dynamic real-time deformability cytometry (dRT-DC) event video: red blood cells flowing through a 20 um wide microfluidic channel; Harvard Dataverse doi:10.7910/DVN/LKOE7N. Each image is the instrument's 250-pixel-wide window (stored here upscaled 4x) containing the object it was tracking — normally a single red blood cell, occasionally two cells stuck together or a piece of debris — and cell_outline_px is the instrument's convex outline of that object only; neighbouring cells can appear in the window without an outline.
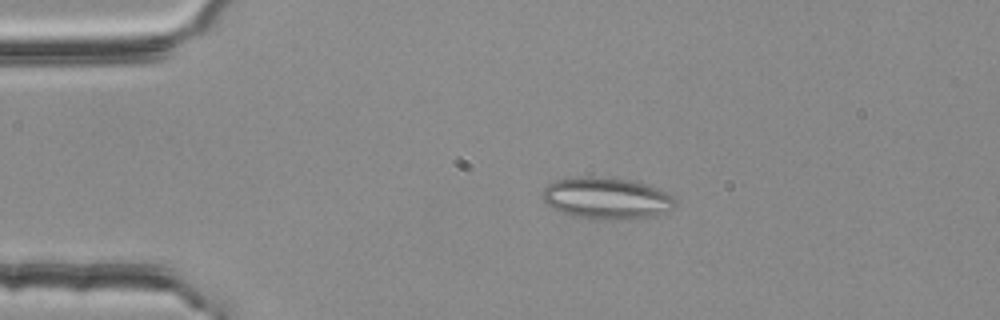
{"species": "common noctule bat (a hibernating species)", "species_latin": "Nyctalus noctula", "temperature_condition": "room temperature", "stored_images_in_passage": 3, "camera_frame_rate_fps": 3000, "um_per_image_px": 0.085, "animal": {"sex": "female", "body_mass_g": 25.1}, "frame": {"image": 1, "passage_image": 2, "time_ms": 0.333, "image_size_px": [1000, 320], "cell_outline_px": [[676, 208], [668, 212], [652, 216], [612, 220], [572, 216], [560, 212], [552, 208], [544, 200], [544, 188], [548, 184], [556, 180], [576, 176], [588, 176], [624, 180], [644, 184], [656, 188], [672, 196], [676, 204]], "centroid_in_image_um": [51.55, 16.86], "position_along_channel_um": 33.5, "area_um2": 31.79}}